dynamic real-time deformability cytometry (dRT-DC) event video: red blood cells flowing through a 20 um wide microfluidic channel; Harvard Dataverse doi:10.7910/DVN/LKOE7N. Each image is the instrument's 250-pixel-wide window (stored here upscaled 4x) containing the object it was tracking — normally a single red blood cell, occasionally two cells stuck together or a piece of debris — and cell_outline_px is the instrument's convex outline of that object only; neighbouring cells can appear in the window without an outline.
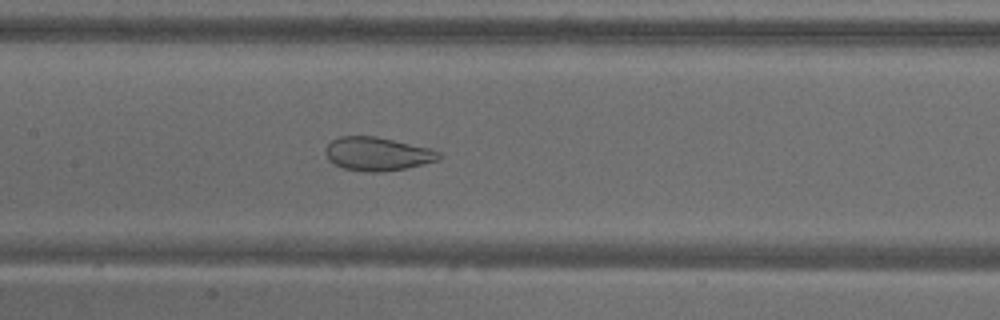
{"species": "common noctule bat (a hibernating species)", "species_latin": "Nyctalus noctula", "temperature_condition": "warm", "stored_images_in_passage": 54, "camera_frame_rate_fps": 3000, "um_per_image_px": 0.085, "animal": {"sex": "male", "body_mass_g": 18.8}, "frame": {"image": 1, "passage_image": 26, "time_ms": 8.333, "image_size_px": [1000, 320], "cell_outline_px": [[444, 156], [440, 160], [404, 168], [380, 172], [368, 172], [344, 168], [332, 164], [328, 160], [324, 152], [324, 148], [332, 140], [340, 136], [376, 136], [432, 148], [440, 152]], "centroid_in_image_um": [32.08, 13.07], "position_along_channel_um": 175.3, "area_um2": 22.43}}
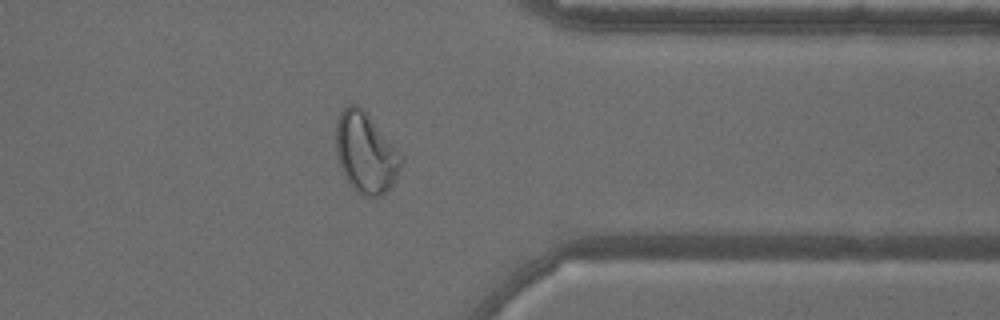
{"frame": {"image": 2, "passage_image": 43, "time_ms": 14.0, "image_size_px": [1000, 320], "cell_outline_px": [[404, 160], [392, 184], [380, 196], [360, 196], [352, 188], [344, 176], [340, 168], [336, 152], [336, 124], [340, 112], [348, 104], [356, 104], [368, 116], [404, 156]], "centroid_in_image_um": [31.07, 13.02], "position_along_channel_um": 380.3, "area_um2": 30.35}}
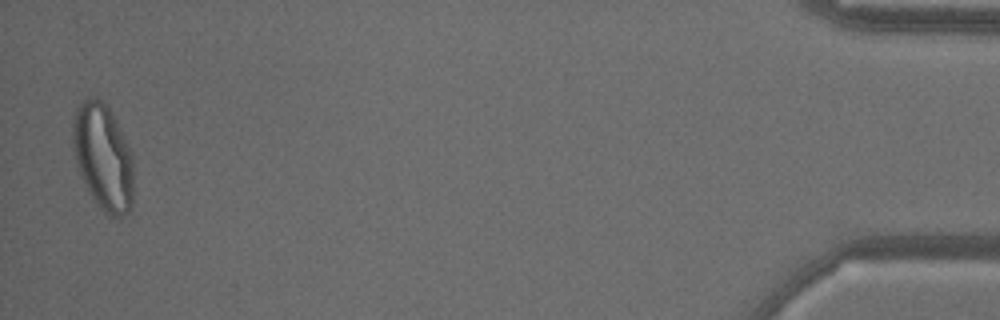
{"frame": {"image": 3, "passage_image": 53, "time_ms": 17.333, "image_size_px": [1000, 320], "cell_outline_px": [[132, 208], [120, 220], [112, 220], [96, 204], [88, 192], [80, 176], [72, 144], [72, 120], [76, 108], [88, 96], [96, 96], [112, 112], [132, 156]], "centroid_in_image_um": [8.74, 13.4], "position_along_channel_um": 426.5, "area_um2": 38.03}}